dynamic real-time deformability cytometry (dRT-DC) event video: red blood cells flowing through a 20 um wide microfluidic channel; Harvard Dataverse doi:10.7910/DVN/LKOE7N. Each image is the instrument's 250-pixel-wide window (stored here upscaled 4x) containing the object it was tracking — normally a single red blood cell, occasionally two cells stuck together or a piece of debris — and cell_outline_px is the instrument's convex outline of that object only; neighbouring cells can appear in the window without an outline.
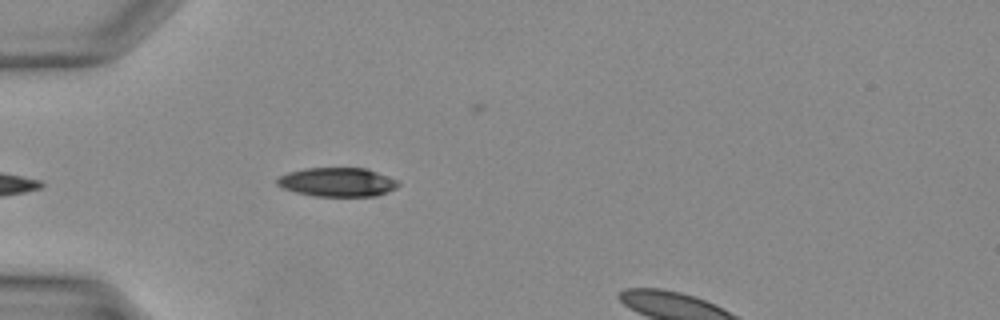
{"species": "Egyptian fruit bat (a non-hibernating species)", "species_latin": "Rousettus aegyptiacus", "temperature_condition": "warm", "stored_images_in_passage": 25, "camera_frame_rate_fps": 3000, "um_per_image_px": 0.085, "animal": {"sex": "female"}, "frame": {"image": 1, "passage_image": 1, "time_ms": 0.0, "image_size_px": [1000, 320], "cell_outline_px": [[400, 184], [396, 188], [388, 192], [376, 196], [316, 196], [296, 192], [284, 188], [276, 184], [276, 180], [280, 176], [288, 172], [304, 168], [364, 168], [376, 172], [396, 180]], "centroid_in_image_um": [28.66, 15.48], "position_along_channel_um": 56.3, "area_um2": 20.29}}
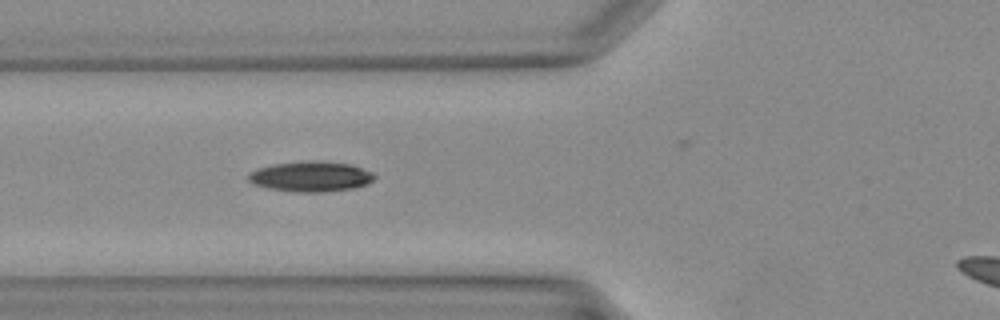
{"frame": {"image": 2, "passage_image": 4, "time_ms": 1.0, "image_size_px": [1000, 320], "cell_outline_px": [[376, 176], [368, 184], [352, 188], [328, 192], [296, 192], [268, 188], [252, 184], [248, 180], [248, 176], [252, 172], [260, 168], [272, 164], [308, 160], [324, 160], [352, 164], [372, 172]], "centroid_in_image_um": [26.45, 14.99], "position_along_channel_um": 99.4, "area_um2": 22.48}}